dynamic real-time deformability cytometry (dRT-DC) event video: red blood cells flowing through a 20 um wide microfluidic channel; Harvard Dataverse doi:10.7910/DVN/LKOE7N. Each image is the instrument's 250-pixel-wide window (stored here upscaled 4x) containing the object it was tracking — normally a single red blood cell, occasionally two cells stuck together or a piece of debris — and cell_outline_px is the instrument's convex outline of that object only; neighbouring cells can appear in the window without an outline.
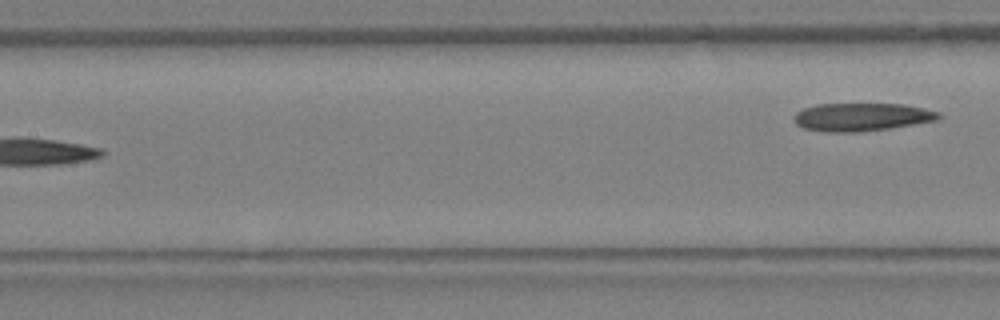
{"species": "Egyptian fruit bat (a non-hibernating species)", "species_latin": "Rousettus aegyptiacus", "temperature_condition": "warm", "stored_images_in_passage": 13, "segment_of_instrument_passage": [2, 2], "camera_frame_rate_fps": 3000, "um_per_image_px": 0.085, "animal": {"sex": "female"}, "frame": {"image": 1, "passage_image": 13, "time_ms": 4.0, "image_size_px": [1000, 320], "cell_outline_px": [[940, 116], [936, 120], [888, 128], [856, 132], [824, 132], [804, 128], [796, 124], [792, 116], [796, 112], [804, 108], [816, 104], [900, 104], [924, 108], [940, 112]], "centroid_in_image_um": [73.18, 9.94], "position_along_channel_um": 134.2, "area_um2": 23.47}}